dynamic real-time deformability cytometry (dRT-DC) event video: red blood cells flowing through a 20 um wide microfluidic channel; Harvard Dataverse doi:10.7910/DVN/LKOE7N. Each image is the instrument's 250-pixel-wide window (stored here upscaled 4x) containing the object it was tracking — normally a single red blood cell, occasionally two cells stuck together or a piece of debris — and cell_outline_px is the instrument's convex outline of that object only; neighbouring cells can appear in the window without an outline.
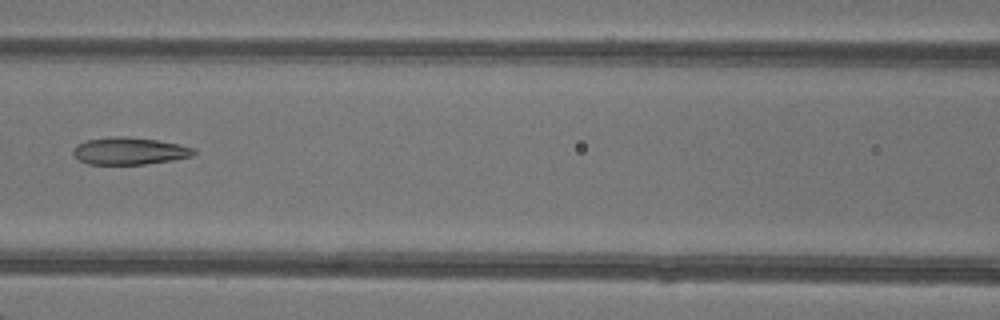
{"species": "common noctule bat (a hibernating species)", "species_latin": "Nyctalus noctula", "temperature_condition": "warm", "stored_images_in_passage": 4, "camera_frame_rate_fps": 3000, "um_per_image_px": 0.085, "animal": {"sex": "female"}, "frame": {"image": 1, "passage_image": 4, "time_ms": 3.333, "image_size_px": [1000, 320], "cell_outline_px": [[196, 152], [192, 156], [172, 160], [144, 164], [88, 164], [80, 160], [72, 152], [72, 148], [76, 144], [88, 140], [116, 136], [124, 136], [156, 140], [196, 148]], "centroid_in_image_um": [10.99, 12.83], "position_along_channel_um": 155.6, "area_um2": 18.96}}